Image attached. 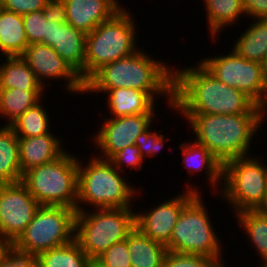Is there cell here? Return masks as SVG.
Masks as SVG:
<instances>
[{
	"instance_id": "cell-1",
	"label": "cell",
	"mask_w": 267,
	"mask_h": 267,
	"mask_svg": "<svg viewBox=\"0 0 267 267\" xmlns=\"http://www.w3.org/2000/svg\"><path fill=\"white\" fill-rule=\"evenodd\" d=\"M174 70V107L183 114L261 113L243 91L220 82L199 62Z\"/></svg>"
},
{
	"instance_id": "cell-2",
	"label": "cell",
	"mask_w": 267,
	"mask_h": 267,
	"mask_svg": "<svg viewBox=\"0 0 267 267\" xmlns=\"http://www.w3.org/2000/svg\"><path fill=\"white\" fill-rule=\"evenodd\" d=\"M146 53L138 49L127 57L105 64L84 83V93L132 88L146 91L154 100L157 95H163L173 108L174 70Z\"/></svg>"
},
{
	"instance_id": "cell-3",
	"label": "cell",
	"mask_w": 267,
	"mask_h": 267,
	"mask_svg": "<svg viewBox=\"0 0 267 267\" xmlns=\"http://www.w3.org/2000/svg\"><path fill=\"white\" fill-rule=\"evenodd\" d=\"M195 133V142L208 149L222 164L248 156L252 138L261 129V113L184 114Z\"/></svg>"
},
{
	"instance_id": "cell-4",
	"label": "cell",
	"mask_w": 267,
	"mask_h": 267,
	"mask_svg": "<svg viewBox=\"0 0 267 267\" xmlns=\"http://www.w3.org/2000/svg\"><path fill=\"white\" fill-rule=\"evenodd\" d=\"M80 162L78 160L76 211H83L82 203L95 209L132 208L130 202L138 190L125 181L108 159L93 155L84 166Z\"/></svg>"
},
{
	"instance_id": "cell-5",
	"label": "cell",
	"mask_w": 267,
	"mask_h": 267,
	"mask_svg": "<svg viewBox=\"0 0 267 267\" xmlns=\"http://www.w3.org/2000/svg\"><path fill=\"white\" fill-rule=\"evenodd\" d=\"M131 14L121 8L110 19L86 34L84 83L102 66L138 50L136 25Z\"/></svg>"
},
{
	"instance_id": "cell-6",
	"label": "cell",
	"mask_w": 267,
	"mask_h": 267,
	"mask_svg": "<svg viewBox=\"0 0 267 267\" xmlns=\"http://www.w3.org/2000/svg\"><path fill=\"white\" fill-rule=\"evenodd\" d=\"M87 212L85 209L76 212L75 240L90 260H96L111 245L125 240L135 228L136 212L131 208H98Z\"/></svg>"
},
{
	"instance_id": "cell-7",
	"label": "cell",
	"mask_w": 267,
	"mask_h": 267,
	"mask_svg": "<svg viewBox=\"0 0 267 267\" xmlns=\"http://www.w3.org/2000/svg\"><path fill=\"white\" fill-rule=\"evenodd\" d=\"M78 157L65 152L56 160L23 173L21 182L40 205L76 209Z\"/></svg>"
},
{
	"instance_id": "cell-8",
	"label": "cell",
	"mask_w": 267,
	"mask_h": 267,
	"mask_svg": "<svg viewBox=\"0 0 267 267\" xmlns=\"http://www.w3.org/2000/svg\"><path fill=\"white\" fill-rule=\"evenodd\" d=\"M251 157H238L223 164V183L217 193L232 205L235 213L259 210L266 201L267 167L259 158Z\"/></svg>"
},
{
	"instance_id": "cell-9",
	"label": "cell",
	"mask_w": 267,
	"mask_h": 267,
	"mask_svg": "<svg viewBox=\"0 0 267 267\" xmlns=\"http://www.w3.org/2000/svg\"><path fill=\"white\" fill-rule=\"evenodd\" d=\"M201 194L197 193L181 211L173 228L168 251L207 256L222 260V247L211 224Z\"/></svg>"
},
{
	"instance_id": "cell-10",
	"label": "cell",
	"mask_w": 267,
	"mask_h": 267,
	"mask_svg": "<svg viewBox=\"0 0 267 267\" xmlns=\"http://www.w3.org/2000/svg\"><path fill=\"white\" fill-rule=\"evenodd\" d=\"M76 209L66 206L40 205L33 220L14 244L36 257L75 239Z\"/></svg>"
},
{
	"instance_id": "cell-11",
	"label": "cell",
	"mask_w": 267,
	"mask_h": 267,
	"mask_svg": "<svg viewBox=\"0 0 267 267\" xmlns=\"http://www.w3.org/2000/svg\"><path fill=\"white\" fill-rule=\"evenodd\" d=\"M229 54L201 59L210 74L224 84L243 91L257 105L265 96L267 77L261 63L239 56L233 49Z\"/></svg>"
},
{
	"instance_id": "cell-12",
	"label": "cell",
	"mask_w": 267,
	"mask_h": 267,
	"mask_svg": "<svg viewBox=\"0 0 267 267\" xmlns=\"http://www.w3.org/2000/svg\"><path fill=\"white\" fill-rule=\"evenodd\" d=\"M40 207L27 187L17 183H1L0 191V236L15 242Z\"/></svg>"
},
{
	"instance_id": "cell-13",
	"label": "cell",
	"mask_w": 267,
	"mask_h": 267,
	"mask_svg": "<svg viewBox=\"0 0 267 267\" xmlns=\"http://www.w3.org/2000/svg\"><path fill=\"white\" fill-rule=\"evenodd\" d=\"M154 117L155 113L109 117L93 138L96 149H101L103 159H109L115 152L134 145L136 138L151 126Z\"/></svg>"
},
{
	"instance_id": "cell-14",
	"label": "cell",
	"mask_w": 267,
	"mask_h": 267,
	"mask_svg": "<svg viewBox=\"0 0 267 267\" xmlns=\"http://www.w3.org/2000/svg\"><path fill=\"white\" fill-rule=\"evenodd\" d=\"M195 188V189H194ZM189 185L186 193L164 201L159 206L150 208L149 211H140L135 213V227H137L145 236L154 241L166 245L170 241L173 228L177 223L178 217L184 206L197 194L196 187Z\"/></svg>"
},
{
	"instance_id": "cell-15",
	"label": "cell",
	"mask_w": 267,
	"mask_h": 267,
	"mask_svg": "<svg viewBox=\"0 0 267 267\" xmlns=\"http://www.w3.org/2000/svg\"><path fill=\"white\" fill-rule=\"evenodd\" d=\"M21 57L44 87L46 79L62 78L65 79L68 91L83 95L84 82L52 47L41 43L30 44Z\"/></svg>"
},
{
	"instance_id": "cell-16",
	"label": "cell",
	"mask_w": 267,
	"mask_h": 267,
	"mask_svg": "<svg viewBox=\"0 0 267 267\" xmlns=\"http://www.w3.org/2000/svg\"><path fill=\"white\" fill-rule=\"evenodd\" d=\"M43 44L52 47L84 82L86 33L70 24L48 20L47 38Z\"/></svg>"
},
{
	"instance_id": "cell-17",
	"label": "cell",
	"mask_w": 267,
	"mask_h": 267,
	"mask_svg": "<svg viewBox=\"0 0 267 267\" xmlns=\"http://www.w3.org/2000/svg\"><path fill=\"white\" fill-rule=\"evenodd\" d=\"M64 2L66 22L86 34L122 8L117 0H64Z\"/></svg>"
},
{
	"instance_id": "cell-18",
	"label": "cell",
	"mask_w": 267,
	"mask_h": 267,
	"mask_svg": "<svg viewBox=\"0 0 267 267\" xmlns=\"http://www.w3.org/2000/svg\"><path fill=\"white\" fill-rule=\"evenodd\" d=\"M61 143L60 138L52 133L19 138V162L22 173L33 167L50 163L63 155L66 151Z\"/></svg>"
},
{
	"instance_id": "cell-19",
	"label": "cell",
	"mask_w": 267,
	"mask_h": 267,
	"mask_svg": "<svg viewBox=\"0 0 267 267\" xmlns=\"http://www.w3.org/2000/svg\"><path fill=\"white\" fill-rule=\"evenodd\" d=\"M108 93V94H107ZM106 103L112 118L138 115L142 113H155V101L146 91L132 88L108 89Z\"/></svg>"
},
{
	"instance_id": "cell-20",
	"label": "cell",
	"mask_w": 267,
	"mask_h": 267,
	"mask_svg": "<svg viewBox=\"0 0 267 267\" xmlns=\"http://www.w3.org/2000/svg\"><path fill=\"white\" fill-rule=\"evenodd\" d=\"M167 249L145 236L137 227L128 234V254L132 267H163Z\"/></svg>"
},
{
	"instance_id": "cell-21",
	"label": "cell",
	"mask_w": 267,
	"mask_h": 267,
	"mask_svg": "<svg viewBox=\"0 0 267 267\" xmlns=\"http://www.w3.org/2000/svg\"><path fill=\"white\" fill-rule=\"evenodd\" d=\"M22 15L0 9V54L22 56L28 46Z\"/></svg>"
},
{
	"instance_id": "cell-22",
	"label": "cell",
	"mask_w": 267,
	"mask_h": 267,
	"mask_svg": "<svg viewBox=\"0 0 267 267\" xmlns=\"http://www.w3.org/2000/svg\"><path fill=\"white\" fill-rule=\"evenodd\" d=\"M179 146L182 149V163L188 168V173H199L204 169L212 189L219 183L222 185L223 164L208 149L195 141H192V145L188 142Z\"/></svg>"
},
{
	"instance_id": "cell-23",
	"label": "cell",
	"mask_w": 267,
	"mask_h": 267,
	"mask_svg": "<svg viewBox=\"0 0 267 267\" xmlns=\"http://www.w3.org/2000/svg\"><path fill=\"white\" fill-rule=\"evenodd\" d=\"M19 162V138L11 126L0 127V183H17L22 180Z\"/></svg>"
},
{
	"instance_id": "cell-24",
	"label": "cell",
	"mask_w": 267,
	"mask_h": 267,
	"mask_svg": "<svg viewBox=\"0 0 267 267\" xmlns=\"http://www.w3.org/2000/svg\"><path fill=\"white\" fill-rule=\"evenodd\" d=\"M0 65V89L44 90L34 72L21 56L6 57Z\"/></svg>"
},
{
	"instance_id": "cell-25",
	"label": "cell",
	"mask_w": 267,
	"mask_h": 267,
	"mask_svg": "<svg viewBox=\"0 0 267 267\" xmlns=\"http://www.w3.org/2000/svg\"><path fill=\"white\" fill-rule=\"evenodd\" d=\"M233 50L247 60L262 64L267 55V18L255 19L238 37Z\"/></svg>"
},
{
	"instance_id": "cell-26",
	"label": "cell",
	"mask_w": 267,
	"mask_h": 267,
	"mask_svg": "<svg viewBox=\"0 0 267 267\" xmlns=\"http://www.w3.org/2000/svg\"><path fill=\"white\" fill-rule=\"evenodd\" d=\"M45 90H23L18 88L0 89V116L6 117L10 126L28 108L38 102Z\"/></svg>"
},
{
	"instance_id": "cell-27",
	"label": "cell",
	"mask_w": 267,
	"mask_h": 267,
	"mask_svg": "<svg viewBox=\"0 0 267 267\" xmlns=\"http://www.w3.org/2000/svg\"><path fill=\"white\" fill-rule=\"evenodd\" d=\"M207 11L206 18L209 31L214 38L228 25L236 23L241 15H245L242 0H203ZM216 35V36H215Z\"/></svg>"
},
{
	"instance_id": "cell-28",
	"label": "cell",
	"mask_w": 267,
	"mask_h": 267,
	"mask_svg": "<svg viewBox=\"0 0 267 267\" xmlns=\"http://www.w3.org/2000/svg\"><path fill=\"white\" fill-rule=\"evenodd\" d=\"M90 262L75 239L66 245L44 251L36 257V267H88Z\"/></svg>"
},
{
	"instance_id": "cell-29",
	"label": "cell",
	"mask_w": 267,
	"mask_h": 267,
	"mask_svg": "<svg viewBox=\"0 0 267 267\" xmlns=\"http://www.w3.org/2000/svg\"><path fill=\"white\" fill-rule=\"evenodd\" d=\"M240 227L250 237L251 244L258 251L261 262L267 263V212L245 210L235 214Z\"/></svg>"
},
{
	"instance_id": "cell-30",
	"label": "cell",
	"mask_w": 267,
	"mask_h": 267,
	"mask_svg": "<svg viewBox=\"0 0 267 267\" xmlns=\"http://www.w3.org/2000/svg\"><path fill=\"white\" fill-rule=\"evenodd\" d=\"M45 107L38 102L31 108H28L19 118L10 126L15 131L18 138H28L33 136H42L50 131V119Z\"/></svg>"
},
{
	"instance_id": "cell-31",
	"label": "cell",
	"mask_w": 267,
	"mask_h": 267,
	"mask_svg": "<svg viewBox=\"0 0 267 267\" xmlns=\"http://www.w3.org/2000/svg\"><path fill=\"white\" fill-rule=\"evenodd\" d=\"M222 264L217 258L168 250L163 259V267H220Z\"/></svg>"
},
{
	"instance_id": "cell-32",
	"label": "cell",
	"mask_w": 267,
	"mask_h": 267,
	"mask_svg": "<svg viewBox=\"0 0 267 267\" xmlns=\"http://www.w3.org/2000/svg\"><path fill=\"white\" fill-rule=\"evenodd\" d=\"M28 44L41 43L47 38L48 20L44 17L43 10L22 15Z\"/></svg>"
},
{
	"instance_id": "cell-33",
	"label": "cell",
	"mask_w": 267,
	"mask_h": 267,
	"mask_svg": "<svg viewBox=\"0 0 267 267\" xmlns=\"http://www.w3.org/2000/svg\"><path fill=\"white\" fill-rule=\"evenodd\" d=\"M96 261L103 267H132L128 254V236L111 245Z\"/></svg>"
},
{
	"instance_id": "cell-34",
	"label": "cell",
	"mask_w": 267,
	"mask_h": 267,
	"mask_svg": "<svg viewBox=\"0 0 267 267\" xmlns=\"http://www.w3.org/2000/svg\"><path fill=\"white\" fill-rule=\"evenodd\" d=\"M151 127H149L146 131L141 133L135 141L136 146H138L141 156L145 159V156L153 157L157 155V153L163 149L165 144L164 135H160V133L151 132Z\"/></svg>"
},
{
	"instance_id": "cell-35",
	"label": "cell",
	"mask_w": 267,
	"mask_h": 267,
	"mask_svg": "<svg viewBox=\"0 0 267 267\" xmlns=\"http://www.w3.org/2000/svg\"><path fill=\"white\" fill-rule=\"evenodd\" d=\"M108 160L121 172V168L125 166L124 164L127 165V168L133 167L135 170L142 169V161L144 159L141 156L138 146L131 145L115 152Z\"/></svg>"
},
{
	"instance_id": "cell-36",
	"label": "cell",
	"mask_w": 267,
	"mask_h": 267,
	"mask_svg": "<svg viewBox=\"0 0 267 267\" xmlns=\"http://www.w3.org/2000/svg\"><path fill=\"white\" fill-rule=\"evenodd\" d=\"M0 267H36V256L13 244Z\"/></svg>"
},
{
	"instance_id": "cell-37",
	"label": "cell",
	"mask_w": 267,
	"mask_h": 267,
	"mask_svg": "<svg viewBox=\"0 0 267 267\" xmlns=\"http://www.w3.org/2000/svg\"><path fill=\"white\" fill-rule=\"evenodd\" d=\"M47 0H1V8L19 15L43 10Z\"/></svg>"
},
{
	"instance_id": "cell-38",
	"label": "cell",
	"mask_w": 267,
	"mask_h": 267,
	"mask_svg": "<svg viewBox=\"0 0 267 267\" xmlns=\"http://www.w3.org/2000/svg\"><path fill=\"white\" fill-rule=\"evenodd\" d=\"M44 17L56 23H66V5L64 0H47L43 9Z\"/></svg>"
},
{
	"instance_id": "cell-39",
	"label": "cell",
	"mask_w": 267,
	"mask_h": 267,
	"mask_svg": "<svg viewBox=\"0 0 267 267\" xmlns=\"http://www.w3.org/2000/svg\"><path fill=\"white\" fill-rule=\"evenodd\" d=\"M242 7L248 18H267V0H242Z\"/></svg>"
},
{
	"instance_id": "cell-40",
	"label": "cell",
	"mask_w": 267,
	"mask_h": 267,
	"mask_svg": "<svg viewBox=\"0 0 267 267\" xmlns=\"http://www.w3.org/2000/svg\"><path fill=\"white\" fill-rule=\"evenodd\" d=\"M13 244L14 242L10 239L0 236V264L6 259Z\"/></svg>"
},
{
	"instance_id": "cell-41",
	"label": "cell",
	"mask_w": 267,
	"mask_h": 267,
	"mask_svg": "<svg viewBox=\"0 0 267 267\" xmlns=\"http://www.w3.org/2000/svg\"><path fill=\"white\" fill-rule=\"evenodd\" d=\"M262 118L264 120L265 117V113H267V86H266V92H265V96L263 98V100L261 101V103L258 105Z\"/></svg>"
},
{
	"instance_id": "cell-42",
	"label": "cell",
	"mask_w": 267,
	"mask_h": 267,
	"mask_svg": "<svg viewBox=\"0 0 267 267\" xmlns=\"http://www.w3.org/2000/svg\"><path fill=\"white\" fill-rule=\"evenodd\" d=\"M88 267H103L96 260H91Z\"/></svg>"
},
{
	"instance_id": "cell-43",
	"label": "cell",
	"mask_w": 267,
	"mask_h": 267,
	"mask_svg": "<svg viewBox=\"0 0 267 267\" xmlns=\"http://www.w3.org/2000/svg\"><path fill=\"white\" fill-rule=\"evenodd\" d=\"M262 66H263L264 73L267 77V55H266L264 62L262 63Z\"/></svg>"
},
{
	"instance_id": "cell-44",
	"label": "cell",
	"mask_w": 267,
	"mask_h": 267,
	"mask_svg": "<svg viewBox=\"0 0 267 267\" xmlns=\"http://www.w3.org/2000/svg\"><path fill=\"white\" fill-rule=\"evenodd\" d=\"M260 210H262L264 212H267V195H266V201H265L263 207Z\"/></svg>"
},
{
	"instance_id": "cell-45",
	"label": "cell",
	"mask_w": 267,
	"mask_h": 267,
	"mask_svg": "<svg viewBox=\"0 0 267 267\" xmlns=\"http://www.w3.org/2000/svg\"><path fill=\"white\" fill-rule=\"evenodd\" d=\"M262 267H267V263H264V264L262 265Z\"/></svg>"
}]
</instances>
